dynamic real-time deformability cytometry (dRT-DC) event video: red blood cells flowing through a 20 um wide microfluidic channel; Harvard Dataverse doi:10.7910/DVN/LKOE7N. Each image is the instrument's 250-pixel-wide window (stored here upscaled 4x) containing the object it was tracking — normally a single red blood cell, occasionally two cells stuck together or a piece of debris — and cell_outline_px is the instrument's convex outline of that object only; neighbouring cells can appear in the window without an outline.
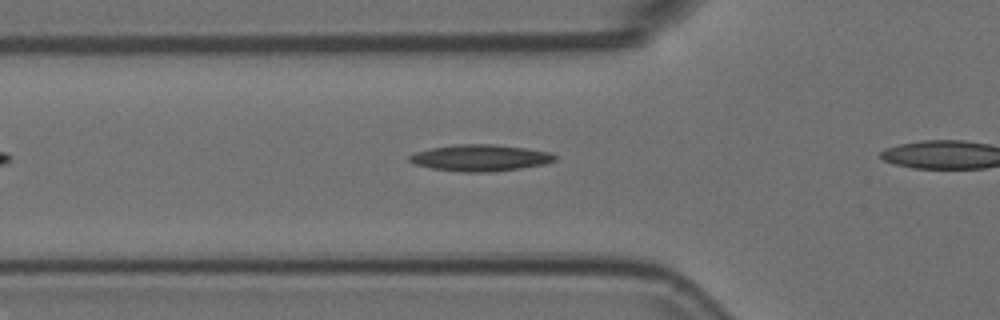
{"species": "Egyptian fruit bat (a non-hibernating species)", "species_latin": "Rousettus aegyptiacus", "temperature_condition": "room temperature", "stored_images_in_passage": 26, "camera_frame_rate_fps": 3000, "um_per_image_px": 0.085, "animal": {"sex": "female"}, "frame": {"image": 1, "passage_image": 8, "time_ms": 2.333, "image_size_px": [1000, 320], "cell_outline_px": [[556, 160], [544, 164], [520, 168], [492, 172], [460, 172], [432, 168], [416, 164], [408, 160], [408, 156], [416, 152], [432, 148], [456, 144], [492, 144], [528, 148], [548, 152], [556, 156]], "centroid_in_image_um": [40.82, 13.42], "position_along_channel_um": 85.0, "area_um2": 22.37}}
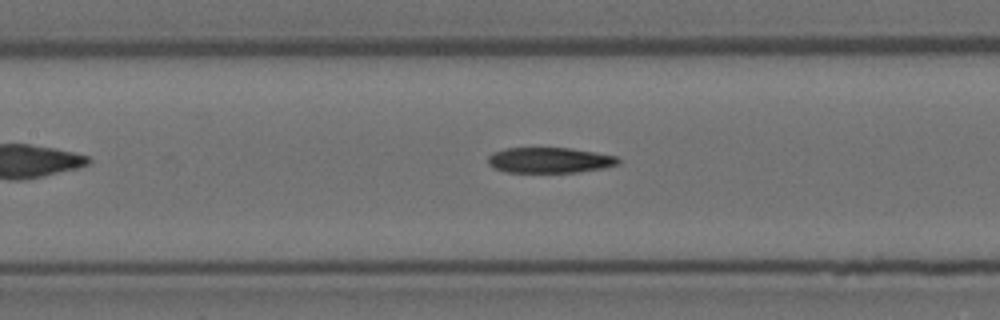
{"frame": {"image": 2, "passage_image": 14, "time_ms": 4.333, "image_size_px": [1000, 320], "cell_outline_px": [[620, 164], [604, 168], [576, 172], [504, 172], [488, 164], [488, 156], [492, 152], [504, 148], [568, 148], [596, 152], [616, 156], [620, 160]], "centroid_in_image_um": [46.71, 13.61], "position_along_channel_um": 160.7, "area_um2": 19.42}}
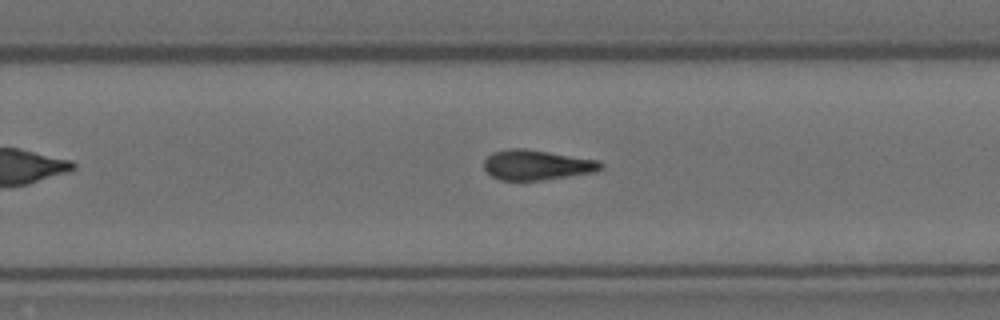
{"frame": {"image": 3, "passage_image": 24, "time_ms": 7.667, "image_size_px": [1000, 320], "cell_outline_px": [[604, 168], [596, 172], [544, 180], [500, 180], [492, 176], [484, 168], [484, 160], [492, 152], [508, 148], [524, 148], [600, 160], [604, 164]], "centroid_in_image_um": [45.66, 14.02], "position_along_channel_um": 284.1, "area_um2": 20.69}}